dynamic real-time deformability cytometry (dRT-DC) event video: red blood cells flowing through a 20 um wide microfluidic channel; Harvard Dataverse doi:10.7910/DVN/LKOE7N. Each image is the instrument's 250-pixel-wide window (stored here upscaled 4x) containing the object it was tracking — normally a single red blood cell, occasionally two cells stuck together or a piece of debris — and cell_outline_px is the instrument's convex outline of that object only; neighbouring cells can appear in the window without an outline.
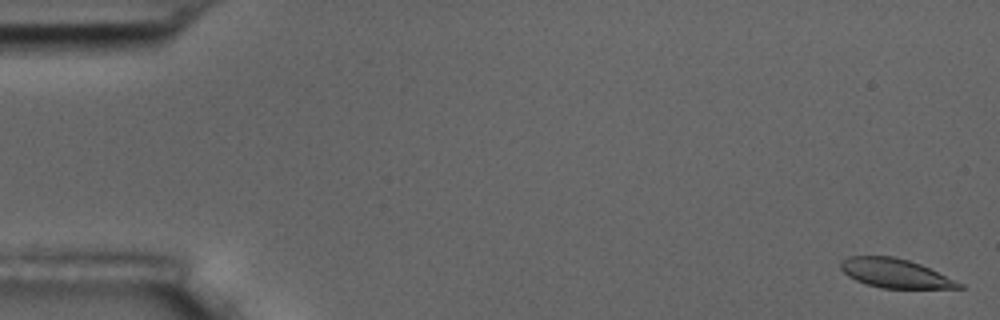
{"species": "common noctule bat (a hibernating species)", "species_latin": "Nyctalus noctula", "temperature_condition": "room temperature", "stored_images_in_passage": 16, "camera_frame_rate_fps": 3000, "um_per_image_px": 0.085, "animal": {"sex": "male", "body_mass_g": 17.5, "forearm_length_mm": 52.3}, "frame": {"image": 1, "passage_image": 1, "time_ms": 0.0, "image_size_px": [1000, 320], "cell_outline_px": [[964, 288], [880, 288], [864, 284], [848, 276], [840, 268], [840, 260], [848, 256], [892, 256], [908, 260], [920, 264], [964, 284]], "centroid_in_image_um": [76.05, 23.23], "position_along_channel_um": 9.0, "area_um2": 20.0}}